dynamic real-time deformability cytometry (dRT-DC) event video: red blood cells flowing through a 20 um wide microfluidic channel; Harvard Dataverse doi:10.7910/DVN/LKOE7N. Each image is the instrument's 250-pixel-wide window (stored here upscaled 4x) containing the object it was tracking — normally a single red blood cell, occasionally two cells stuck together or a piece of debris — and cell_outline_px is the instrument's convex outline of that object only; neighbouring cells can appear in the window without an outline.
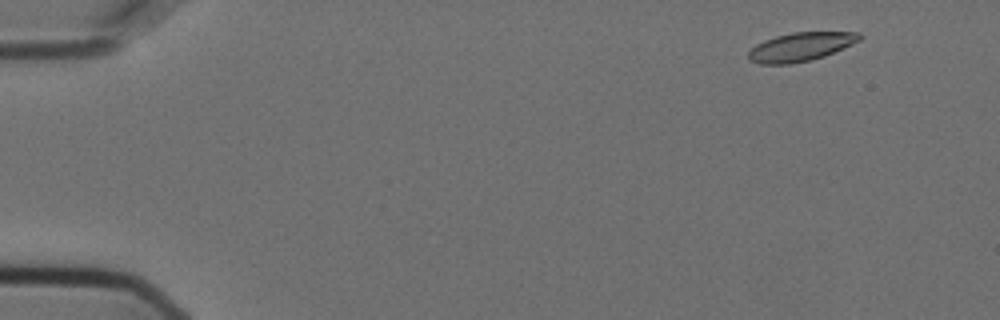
{"species": "Egyptian fruit bat (a non-hibernating species)", "species_latin": "Rousettus aegyptiacus", "temperature_condition": "cold", "stored_images_in_passage": 53, "camera_frame_rate_fps": 3000, "um_per_image_px": 0.085, "animal": {"sex": "female"}, "frame": {"image": 1, "passage_image": 1, "time_ms": 0.0, "image_size_px": [1000, 320], "cell_outline_px": [[864, 36], [860, 40], [824, 56], [812, 60], [788, 64], [760, 64], [748, 60], [748, 52], [756, 44], [764, 40], [776, 36], [792, 32], [860, 32]], "centroid_in_image_um": [68.04, 3.98], "position_along_channel_um": 17.0, "area_um2": 18.55}}
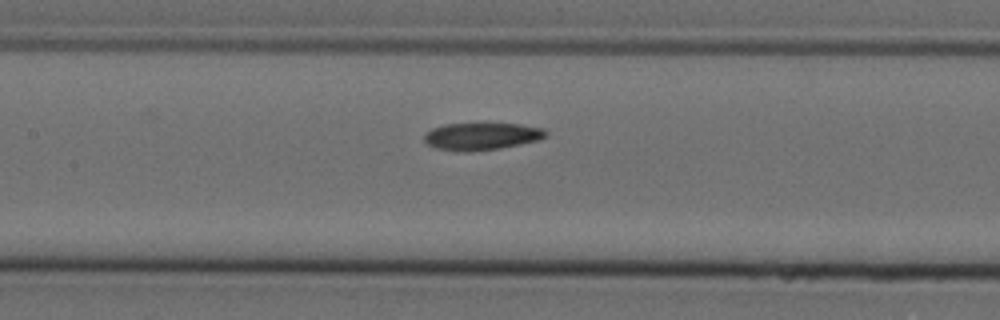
{"frame": {"image": 2, "passage_image": 23, "time_ms": 7.333, "image_size_px": [1000, 320], "cell_outline_px": [[548, 136], [540, 140], [500, 148], [468, 152], [464, 152], [436, 148], [428, 144], [424, 140], [424, 132], [432, 128], [444, 124], [520, 124], [544, 128], [548, 132]], "centroid_in_image_um": [40.96, 11.59], "position_along_channel_um": 166.4, "area_um2": 19.42}}
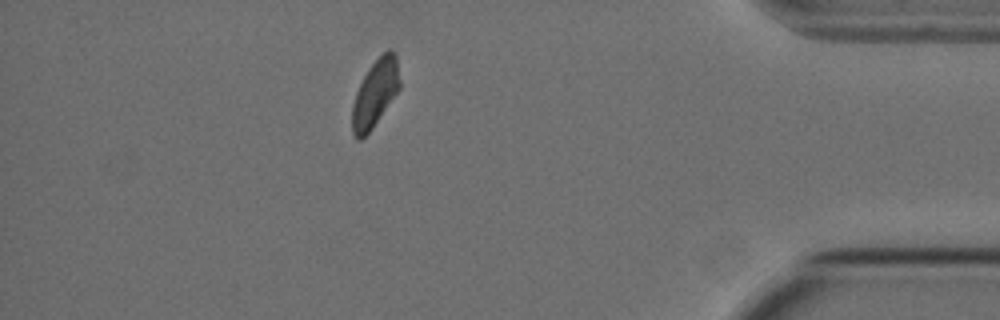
{"frame": {"image": 3, "passage_image": 46, "time_ms": 15.0, "image_size_px": [1000, 320], "cell_outline_px": [[400, 88], [372, 128], [360, 140], [356, 140], [352, 136], [352, 104], [356, 92], [368, 68], [388, 48], [396, 56], [400, 80]], "centroid_in_image_um": [31.87, 7.96], "position_along_channel_um": 403.3, "area_um2": 18.38}, "authors_computed_cell_mechanics": {"area_um2": 19.4208, "velocity_mm_per_s": 3.5899, "shape_relaxation_time_tau1_ms": 5.4958, "shape_relaxation_time_tau2_ms": 4.6543, "deformation_change_tau1": 0.1301, "deformation_change_tau2": 0.1014}}